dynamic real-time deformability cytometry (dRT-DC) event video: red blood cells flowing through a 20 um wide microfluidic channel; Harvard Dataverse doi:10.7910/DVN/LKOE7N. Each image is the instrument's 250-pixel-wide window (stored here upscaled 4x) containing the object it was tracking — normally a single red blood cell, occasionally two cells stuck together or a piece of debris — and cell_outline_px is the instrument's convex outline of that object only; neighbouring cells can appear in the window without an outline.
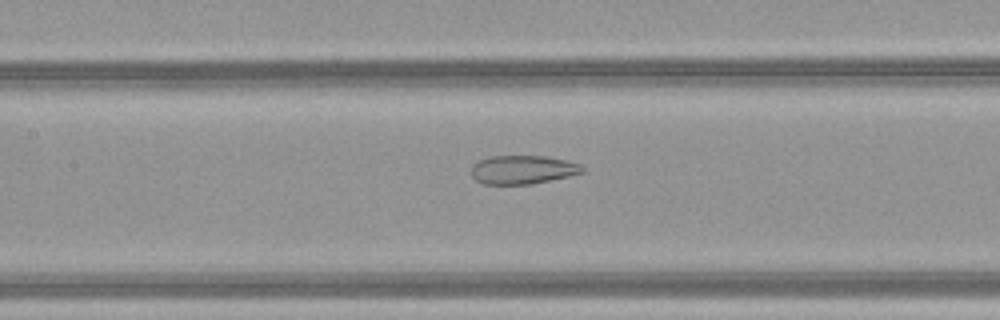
{"species": "common noctule bat (a hibernating species)", "species_latin": "Nyctalus noctula", "temperature_condition": "warm", "stored_images_in_passage": 42, "camera_frame_rate_fps": 3000, "um_per_image_px": 0.085, "animal": {"sex": "female", "body_mass_g": 21.9}, "frame": {"image": 1, "passage_image": 16, "time_ms": 5.0, "image_size_px": [1000, 320], "cell_outline_px": [[584, 172], [568, 176], [532, 184], [484, 184], [476, 180], [472, 176], [472, 164], [480, 160], [492, 156], [544, 156], [564, 160], [580, 164], [584, 168]], "centroid_in_image_um": [44.42, 14.42], "position_along_channel_um": 163.0, "area_um2": 18.38}}
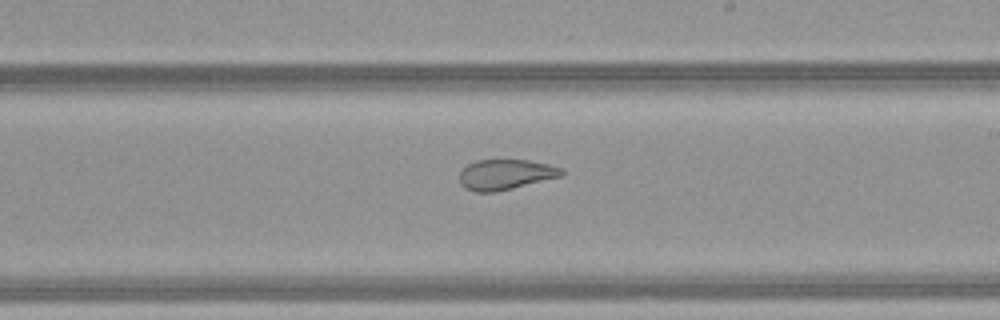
{"frame": {"image": 2, "passage_image": 22, "time_ms": 7.0, "image_size_px": [1000, 320], "cell_outline_px": [[564, 172], [560, 176], [496, 192], [476, 192], [464, 188], [460, 184], [460, 172], [468, 164], [476, 160], [528, 160], [548, 164], [564, 168]], "centroid_in_image_um": [42.95, 14.83], "position_along_channel_um": 246.1, "area_um2": 17.92}}
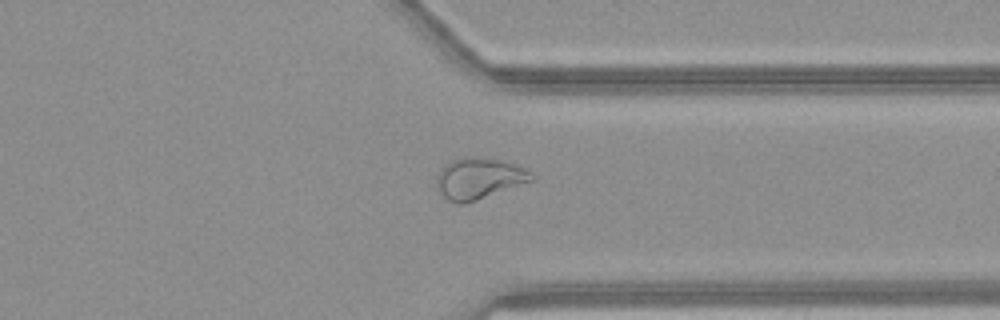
{"frame": {"image": 3, "passage_image": 31, "time_ms": 10.0, "image_size_px": [1000, 320], "cell_outline_px": [[536, 180], [464, 204], [460, 204], [448, 200], [436, 188], [436, 176], [440, 168], [452, 160], [468, 156], [472, 156], [500, 160], [516, 164], [532, 172], [536, 176]], "centroid_in_image_um": [40.73, 15.16], "position_along_channel_um": 370.7, "area_um2": 23.0}, "authors_computed_cell_mechanics": {"area_um2": 24.1893, "velocity_mm_per_s": 4.1656, "shape_relaxation_time_tau1_ms": null, "shape_relaxation_time_tau2_ms": 1.4246, "deformation_change_tau1": null, "deformation_change_tau2": 0.0935}}